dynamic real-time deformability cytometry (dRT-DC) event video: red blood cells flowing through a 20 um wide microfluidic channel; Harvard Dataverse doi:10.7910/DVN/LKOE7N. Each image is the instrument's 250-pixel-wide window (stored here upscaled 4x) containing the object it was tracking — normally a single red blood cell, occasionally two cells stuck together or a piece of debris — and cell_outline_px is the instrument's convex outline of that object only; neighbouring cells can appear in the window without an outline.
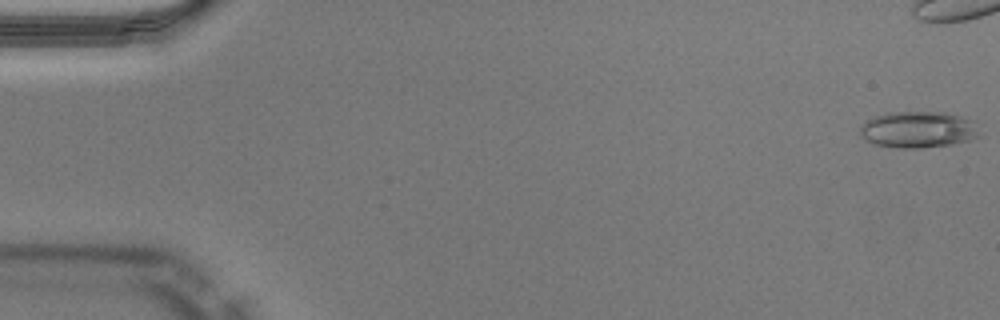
{"species": "Egyptian fruit bat (a non-hibernating species)", "species_latin": "Rousettus aegyptiacus", "temperature_condition": "warm", "stored_images_in_passage": 40, "camera_frame_rate_fps": 3000, "um_per_image_px": 0.085, "animal": {"sex": "male"}, "frame": {"image": 1, "passage_image": 1, "time_ms": 0.0, "image_size_px": [1000, 320], "cell_outline_px": [[980, 136], [968, 140], [952, 144], [920, 148], [896, 148], [872, 144], [860, 136], [860, 124], [864, 120], [888, 112], [944, 112], [976, 120]], "centroid_in_image_um": [78.03, 11.01], "position_along_channel_um": 7.0, "area_um2": 25.78}}
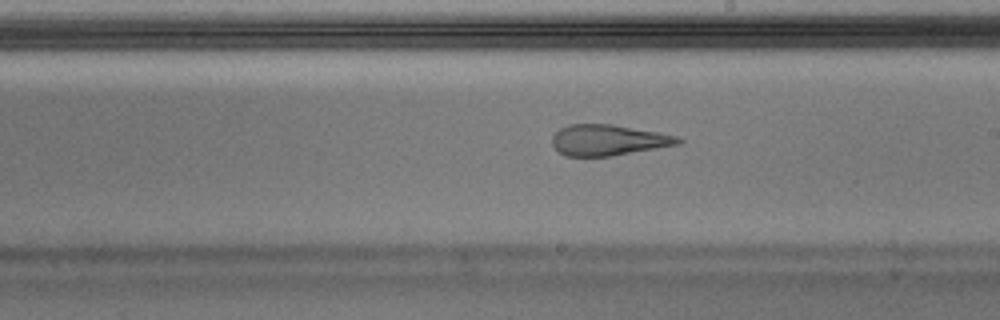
{"frame": {"image": 2, "passage_image": 29, "time_ms": 9.333, "image_size_px": [1000, 320], "cell_outline_px": [[684, 140], [680, 144], [612, 156], [564, 156], [552, 144], [552, 136], [560, 128], [568, 124], [612, 124], [660, 132], [676, 136]], "centroid_in_image_um": [51.71, 11.9], "position_along_channel_um": 237.3, "area_um2": 22.72}}